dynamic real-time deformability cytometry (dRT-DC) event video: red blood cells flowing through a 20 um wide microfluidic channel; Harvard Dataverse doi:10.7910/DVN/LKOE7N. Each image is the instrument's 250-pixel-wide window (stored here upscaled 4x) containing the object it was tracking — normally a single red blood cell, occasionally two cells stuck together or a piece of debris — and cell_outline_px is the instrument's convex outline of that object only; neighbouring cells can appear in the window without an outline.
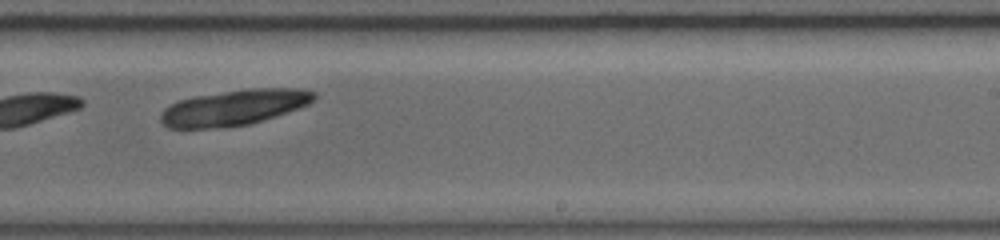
{"species": "common noctule bat (a hibernating species)", "species_latin": "Nyctalus noctula", "temperature_condition": "warm", "stored_images_in_passage": 13, "camera_frame_rate_fps": 5000, "um_per_image_px": 0.085, "animal": {"sex": "female", "body_mass_g": 19.0, "forearm_length_mm": 56.7}, "frame": {"image": 1, "passage_image": 6, "time_ms": 5.6, "image_size_px": [1000, 240], "cell_outline_px": [[316, 96], [308, 104], [276, 116], [248, 124], [220, 128], [168, 128], [160, 120], [160, 112], [164, 108], [180, 100], [196, 96], [252, 88], [300, 88], [316, 92]], "centroid_in_image_um": [19.89, 9.14], "position_along_channel_um": 269.1, "area_um2": 31.56}}